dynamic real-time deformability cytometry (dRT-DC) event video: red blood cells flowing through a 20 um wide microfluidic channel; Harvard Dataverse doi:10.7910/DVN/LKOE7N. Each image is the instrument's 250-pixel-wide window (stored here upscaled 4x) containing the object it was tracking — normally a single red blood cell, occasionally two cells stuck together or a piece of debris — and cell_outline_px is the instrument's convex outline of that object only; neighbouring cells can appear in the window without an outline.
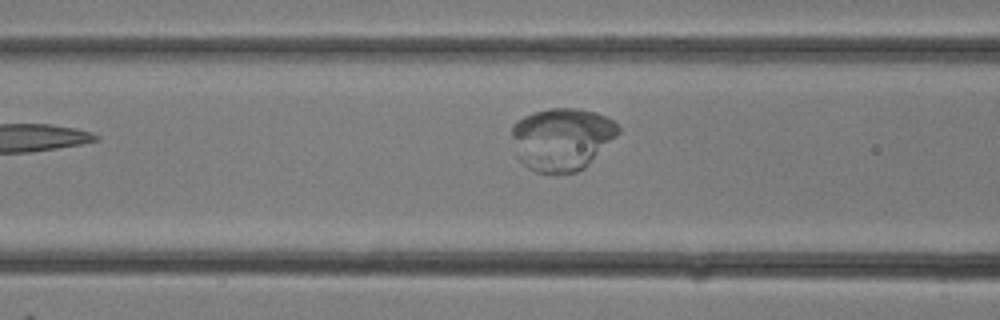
{"species": "common noctule bat (a hibernating species)", "species_latin": "Nyctalus noctula", "temperature_condition": "room temperature", "stored_images_in_passage": 8, "camera_frame_rate_fps": 3000, "um_per_image_px": 0.085, "animal": {"sex": "female"}, "frame": {"image": 1, "passage_image": 8, "time_ms": 2.333, "image_size_px": [1000, 320], "cell_outline_px": [[620, 132], [584, 168], [576, 172], [556, 176], [552, 176], [536, 172], [528, 168], [516, 156], [512, 136], [512, 128], [524, 116], [532, 112], [548, 108], [576, 108], [596, 112], [608, 116], [620, 128]], "centroid_in_image_um": [47.75, 11.84], "position_along_channel_um": 118.9, "area_um2": 39.19}}